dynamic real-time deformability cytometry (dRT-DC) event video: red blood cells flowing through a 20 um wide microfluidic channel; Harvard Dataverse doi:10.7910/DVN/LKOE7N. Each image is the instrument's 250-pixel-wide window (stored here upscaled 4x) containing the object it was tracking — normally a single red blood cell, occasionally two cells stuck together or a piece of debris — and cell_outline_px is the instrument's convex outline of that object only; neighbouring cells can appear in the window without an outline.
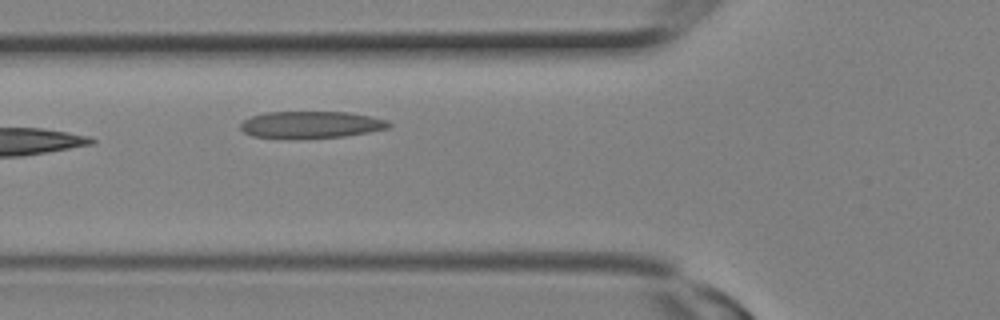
{"species": "Egyptian fruit bat (a non-hibernating species)", "species_latin": "Rousettus aegyptiacus", "temperature_condition": "room temperature", "stored_images_in_passage": 4, "camera_frame_rate_fps": 3000, "um_per_image_px": 0.085, "animal": {"sex": "female"}, "frame": {"image": 1, "passage_image": 4, "time_ms": 1.0, "image_size_px": [1000, 320], "cell_outline_px": [[392, 128], [344, 136], [300, 140], [252, 136], [244, 132], [240, 128], [240, 124], [244, 120], [252, 116], [264, 112], [348, 112], [372, 116], [388, 120], [392, 124]], "centroid_in_image_um": [26.46, 10.61], "position_along_channel_um": 99.3, "area_um2": 23.87}}